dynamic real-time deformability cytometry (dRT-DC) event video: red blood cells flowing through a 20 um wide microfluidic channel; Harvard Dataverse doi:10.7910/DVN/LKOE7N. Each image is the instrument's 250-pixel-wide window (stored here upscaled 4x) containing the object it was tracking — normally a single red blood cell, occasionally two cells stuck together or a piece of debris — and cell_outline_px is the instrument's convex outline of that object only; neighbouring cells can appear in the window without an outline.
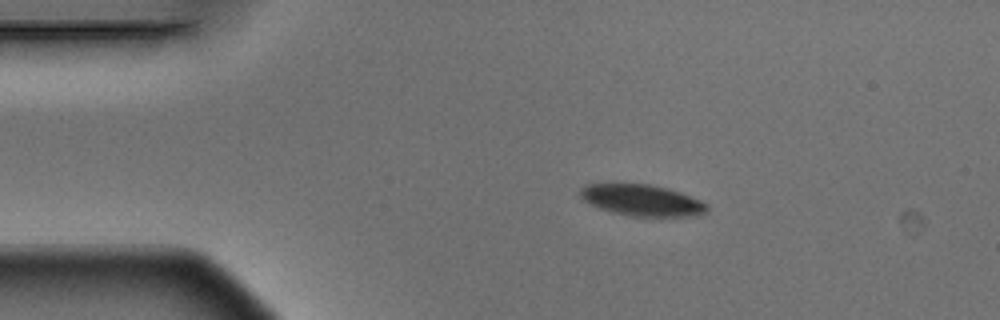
{"species": "Egyptian fruit bat (a non-hibernating species)", "species_latin": "Rousettus aegyptiacus", "temperature_condition": "warm", "stored_images_in_passage": 14, "camera_frame_rate_fps": 3000, "um_per_image_px": 0.085, "animal": {"sex": "male"}, "frame": {"image": 1, "passage_image": 2, "time_ms": 0.333, "image_size_px": [1000, 320], "cell_outline_px": [[708, 212], [700, 216], [632, 216], [612, 212], [600, 208], [584, 200], [580, 196], [580, 188], [584, 184], [652, 184], [668, 188], [680, 192], [700, 200], [708, 204]], "centroid_in_image_um": [54.61, 17.02], "position_along_channel_um": 30.4, "area_um2": 23.18}}
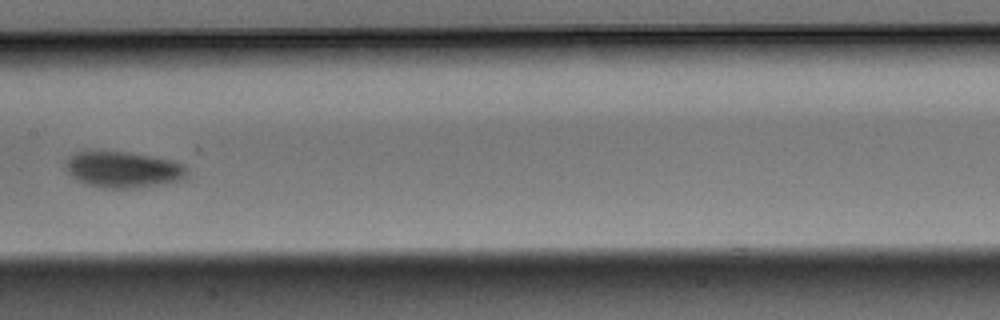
{"frame": {"image": 2, "passage_image": 7, "time_ms": 2.0, "image_size_px": [1000, 320], "cell_outline_px": [[188, 176], [184, 180], [136, 188], [104, 188], [88, 184], [76, 180], [64, 168], [64, 164], [68, 156], [84, 148], [128, 152], [176, 160], [184, 164], [188, 168]], "centroid_in_image_um": [10.45, 14.37], "position_along_channel_um": 196.9, "area_um2": 26.65}}
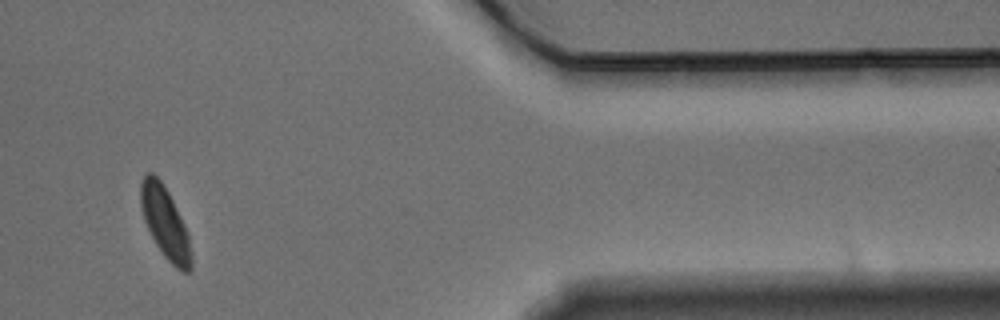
{"frame": {"image": 3, "passage_image": 12, "time_ms": 3.667, "image_size_px": [1000, 320], "cell_outline_px": [[192, 272], [184, 272], [176, 268], [164, 256], [156, 244], [144, 220], [140, 204], [140, 184], [144, 176], [148, 172], [152, 172], [160, 180], [168, 192], [188, 232], [192, 256]], "centroid_in_image_um": [14.05, 18.96], "position_along_channel_um": 397.4, "area_um2": 20.92}}